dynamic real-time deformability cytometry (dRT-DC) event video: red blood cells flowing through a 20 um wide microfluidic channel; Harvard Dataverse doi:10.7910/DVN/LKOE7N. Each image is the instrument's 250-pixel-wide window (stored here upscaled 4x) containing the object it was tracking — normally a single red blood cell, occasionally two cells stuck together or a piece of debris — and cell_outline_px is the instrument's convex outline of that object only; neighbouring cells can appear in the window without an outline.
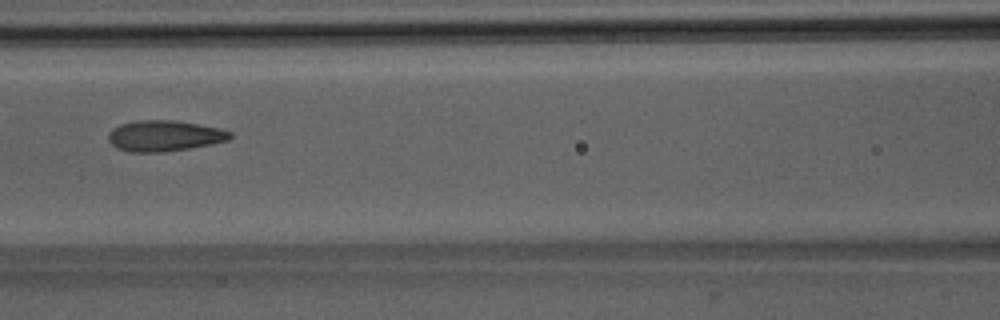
{"species": "Egyptian fruit bat (a non-hibernating species)", "species_latin": "Rousettus aegyptiacus", "temperature_condition": "room temperature", "stored_images_in_passage": 7, "camera_frame_rate_fps": 3000, "um_per_image_px": 0.085, "animal": {"sex": "male"}, "frame": {"image": 1, "passage_image": 6, "time_ms": 6.667, "image_size_px": [1000, 320], "cell_outline_px": [[232, 136], [228, 140], [212, 144], [188, 148], [160, 152], [132, 152], [116, 148], [108, 140], [108, 132], [112, 128], [120, 124], [136, 120], [176, 120], [220, 128], [232, 132]], "centroid_in_image_um": [13.96, 11.53], "position_along_channel_um": 152.6, "area_um2": 21.96}}